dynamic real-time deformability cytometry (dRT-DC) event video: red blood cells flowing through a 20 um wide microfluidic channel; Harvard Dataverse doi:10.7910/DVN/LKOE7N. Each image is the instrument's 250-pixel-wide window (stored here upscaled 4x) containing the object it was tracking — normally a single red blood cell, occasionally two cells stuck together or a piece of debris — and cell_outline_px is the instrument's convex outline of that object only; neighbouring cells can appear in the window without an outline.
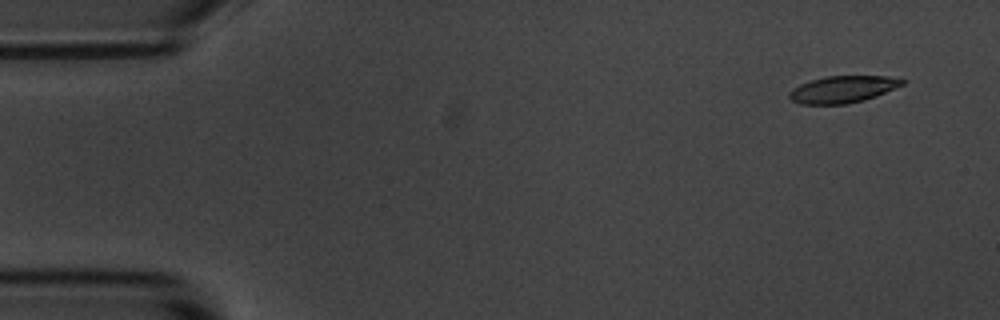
{"species": "common noctule bat (a hibernating species)", "species_latin": "Nyctalus noctula", "temperature_condition": "room temperature", "stored_images_in_passage": 9, "camera_frame_rate_fps": 3000, "um_per_image_px": 0.085, "animal": {"sex": "male", "body_mass_g": 20.1, "forearm_length_mm": 53.5}, "frame": {"image": 1, "passage_image": 1, "time_ms": 0.0, "image_size_px": [1000, 320], "cell_outline_px": [[904, 84], [876, 96], [864, 100], [848, 104], [800, 104], [792, 100], [788, 96], [788, 92], [792, 88], [800, 84], [824, 76], [900, 76], [904, 80]], "centroid_in_image_um": [71.65, 7.58], "position_along_channel_um": 13.4, "area_um2": 17.86}}
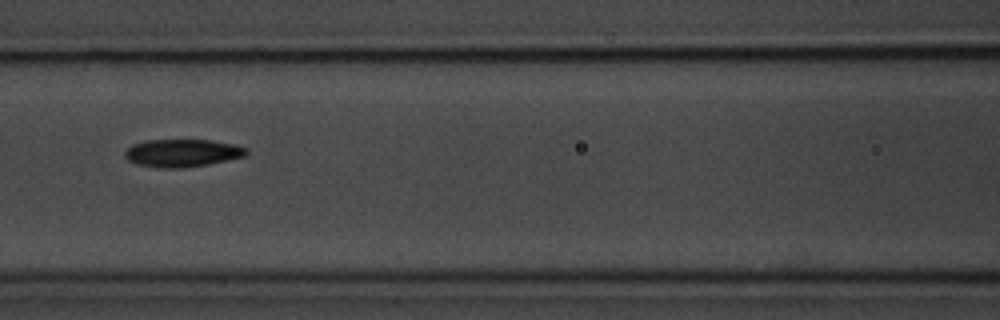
{"frame": {"image": 2, "passage_image": 7, "time_ms": 6.667, "image_size_px": [1000, 320], "cell_outline_px": [[248, 152], [244, 156], [228, 160], [208, 164], [184, 168], [160, 168], [136, 164], [128, 160], [124, 156], [124, 152], [132, 144], [144, 140], [208, 140], [236, 144], [248, 148]], "centroid_in_image_um": [15.48, 13.0], "position_along_channel_um": 151.1, "area_um2": 19.77}}
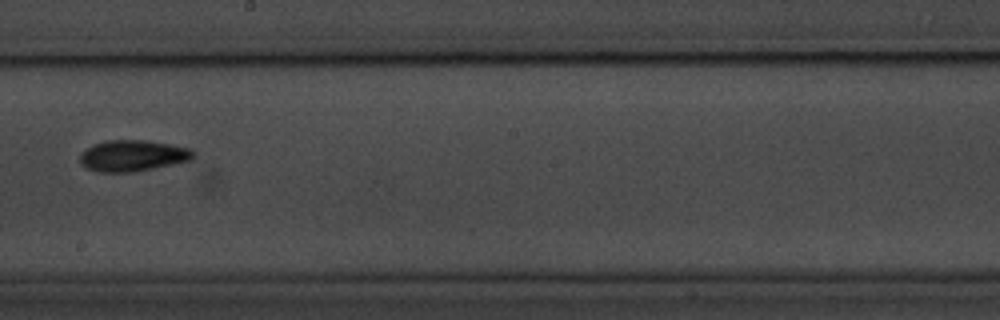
{"frame": {"image": 3, "passage_image": 9, "time_ms": 9.0, "image_size_px": [1000, 320], "cell_outline_px": [[196, 156], [192, 160], [132, 172], [100, 172], [88, 168], [80, 164], [80, 152], [92, 144], [104, 140], [144, 140], [172, 144], [192, 148], [196, 152]], "centroid_in_image_um": [11.3, 13.22], "position_along_channel_um": 236.9, "area_um2": 20.87}}